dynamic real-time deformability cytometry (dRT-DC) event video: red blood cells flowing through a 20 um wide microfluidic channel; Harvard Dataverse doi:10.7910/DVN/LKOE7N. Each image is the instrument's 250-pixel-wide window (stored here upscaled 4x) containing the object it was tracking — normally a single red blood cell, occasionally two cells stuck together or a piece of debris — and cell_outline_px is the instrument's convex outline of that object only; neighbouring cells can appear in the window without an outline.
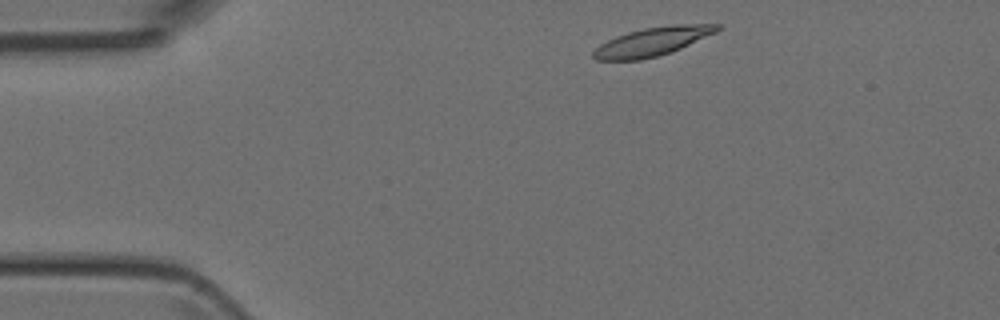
{"species": "Egyptian fruit bat (a non-hibernating species)", "species_latin": "Rousettus aegyptiacus", "temperature_condition": "room temperature", "stored_images_in_passage": 8, "camera_frame_rate_fps": 3000, "um_per_image_px": 0.085, "animal": {"sex": "female"}, "frame": {"image": 1, "passage_image": 2, "time_ms": 0.333, "image_size_px": [1000, 320], "cell_outline_px": [[720, 28], [716, 32], [672, 52], [640, 60], [596, 60], [592, 56], [592, 52], [600, 44], [616, 36], [628, 32], [644, 28], [672, 24], [720, 24]], "centroid_in_image_um": [55.44, 3.53], "position_along_channel_um": 29.6, "area_um2": 20.52}}